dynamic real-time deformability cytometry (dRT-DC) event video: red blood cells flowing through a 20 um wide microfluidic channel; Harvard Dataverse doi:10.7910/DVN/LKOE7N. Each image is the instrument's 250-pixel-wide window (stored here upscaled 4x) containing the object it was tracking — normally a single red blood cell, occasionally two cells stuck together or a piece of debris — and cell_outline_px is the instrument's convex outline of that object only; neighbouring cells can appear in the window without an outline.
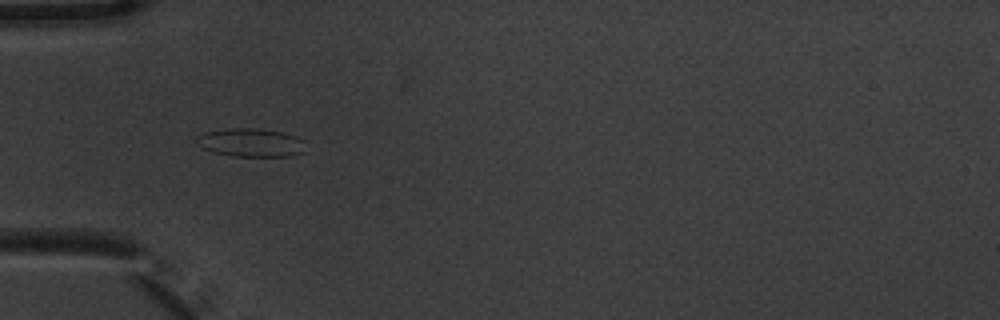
{"species": "common noctule bat (a hibernating species)", "species_latin": "Nyctalus noctula", "temperature_condition": "warm", "stored_images_in_passage": 6, "camera_frame_rate_fps": 3000, "um_per_image_px": 0.085, "animal": {"sex": "male", "body_mass_g": 20.1, "forearm_length_mm": 53.5}, "frame": {"image": 1, "passage_image": 5, "time_ms": 1.333, "image_size_px": [1000, 320], "cell_outline_px": [[304, 152], [292, 156], [232, 156], [212, 152], [196, 144], [192, 136], [204, 132], [228, 128], [256, 128], [284, 132], [296, 136], [304, 140]], "centroid_in_image_um": [21.27, 12.11], "position_along_channel_um": 63.7, "area_um2": 18.44}}
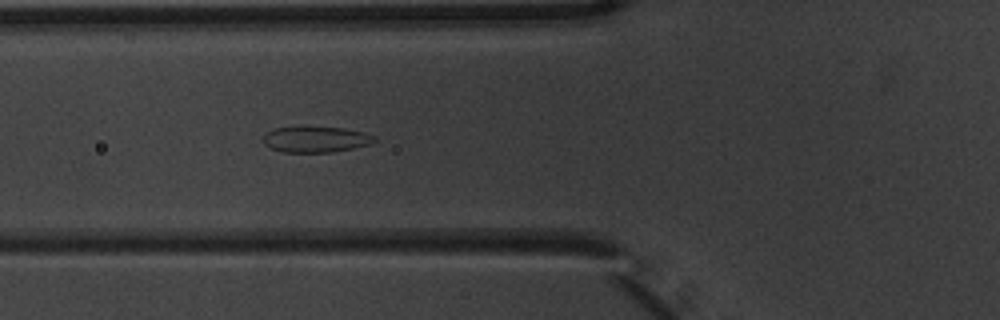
{"frame": {"image": 2, "passage_image": 6, "time_ms": 1.667, "image_size_px": [1000, 320], "cell_outline_px": [[376, 140], [372, 144], [332, 152], [284, 152], [268, 148], [264, 144], [264, 136], [272, 128], [344, 128], [364, 132], [372, 136]], "centroid_in_image_um": [26.83, 11.87], "position_along_channel_um": 99.0, "area_um2": 16.42}}